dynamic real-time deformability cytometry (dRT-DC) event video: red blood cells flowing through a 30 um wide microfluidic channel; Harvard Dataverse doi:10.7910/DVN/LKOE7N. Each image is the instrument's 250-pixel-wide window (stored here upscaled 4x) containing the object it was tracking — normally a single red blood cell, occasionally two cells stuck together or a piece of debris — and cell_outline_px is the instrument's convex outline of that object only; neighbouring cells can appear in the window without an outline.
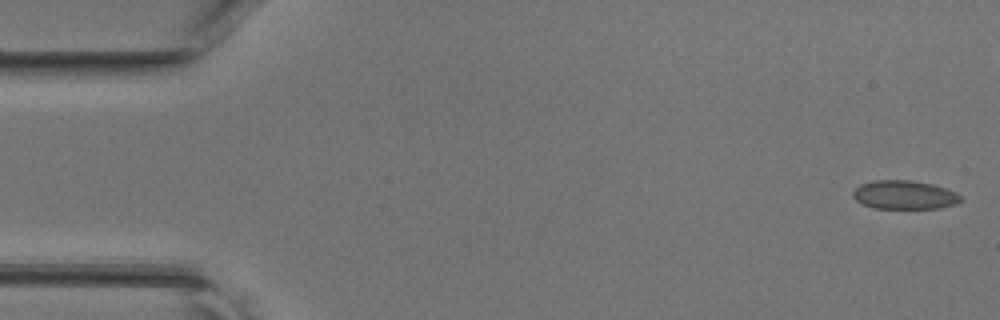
{"species": "common noctule bat (a hibernating species)", "species_latin": "Nyctalus noctula", "temperature_condition": "room temperature", "stored_images_in_passage": 46, "camera_frame_rate_fps": 3000, "um_per_image_px": 0.085, "animal": {"sex": "female", "body_mass_g": 17.0, "forearm_length_mm": 48.0}, "frame": {"image": 1, "passage_image": 1, "time_ms": 0.0, "image_size_px": [1000, 320], "cell_outline_px": [[960, 200], [956, 204], [940, 208], [876, 208], [864, 204], [856, 200], [852, 196], [852, 192], [860, 184], [872, 180], [912, 180], [932, 184], [956, 192], [960, 196]], "centroid_in_image_um": [76.85, 16.55], "position_along_channel_um": 8.1, "area_um2": 17.92}}
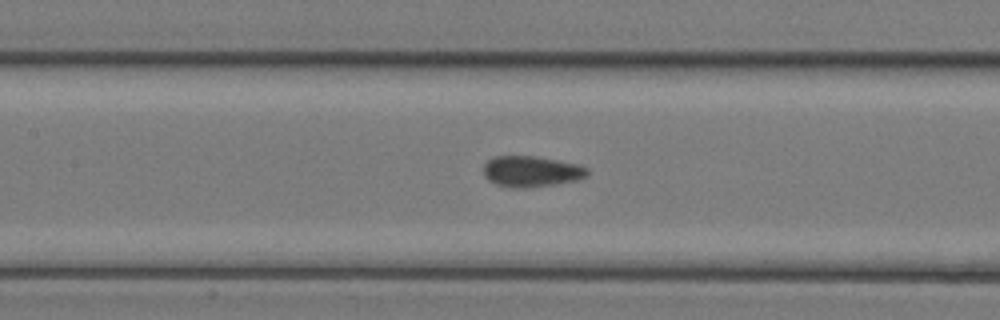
{"frame": {"image": 2, "passage_image": 21, "time_ms": 6.667, "image_size_px": [1000, 320], "cell_outline_px": [[588, 176], [580, 180], [556, 184], [528, 188], [512, 188], [492, 184], [484, 176], [484, 164], [488, 160], [496, 156], [536, 156], [576, 164], [588, 168]], "centroid_in_image_um": [45.15, 14.59], "position_along_channel_um": 162.2, "area_um2": 18.96}}
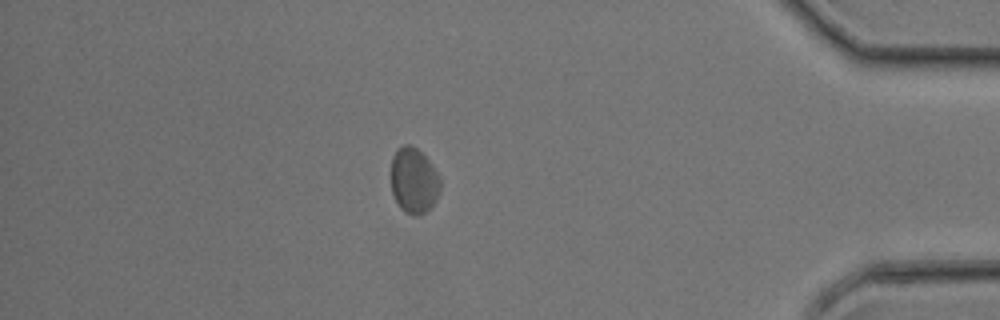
{"frame": {"image": 3, "passage_image": 40, "time_ms": 13.0, "image_size_px": [1000, 320], "cell_outline_px": [[440, 192], [436, 200], [424, 212], [416, 216], [412, 216], [404, 212], [400, 208], [392, 192], [392, 156], [396, 148], [404, 144], [408, 144], [416, 148], [432, 164], [440, 176]], "centroid_in_image_um": [35.18, 15.34], "position_along_channel_um": 400.0, "area_um2": 18.84}}